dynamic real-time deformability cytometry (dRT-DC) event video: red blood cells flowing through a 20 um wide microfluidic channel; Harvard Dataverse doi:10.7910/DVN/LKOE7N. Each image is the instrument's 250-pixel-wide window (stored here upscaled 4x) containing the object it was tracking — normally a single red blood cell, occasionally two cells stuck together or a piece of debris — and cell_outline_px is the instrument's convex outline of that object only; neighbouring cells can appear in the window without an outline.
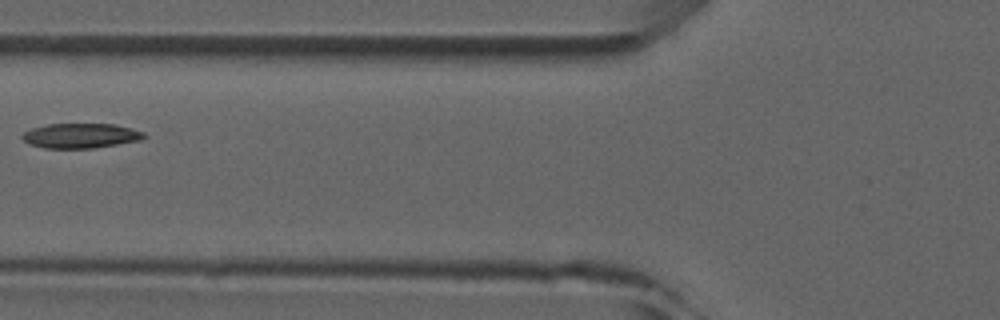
{"species": "common noctule bat (a hibernating species)", "species_latin": "Nyctalus noctula", "temperature_condition": "room temperature", "stored_images_in_passage": 5, "camera_frame_rate_fps": 3000, "um_per_image_px": 0.085, "animal": {"sex": "male", "forearm_length_mm": 52.5}, "frame": {"image": 1, "passage_image": 5, "time_ms": 5.333, "image_size_px": [1000, 320], "cell_outline_px": [[148, 136], [140, 140], [92, 148], [44, 148], [28, 144], [20, 136], [24, 132], [32, 128], [48, 124], [116, 124], [132, 128], [144, 132]], "centroid_in_image_um": [6.86, 11.53], "position_along_channel_um": 118.9, "area_um2": 17.63}}